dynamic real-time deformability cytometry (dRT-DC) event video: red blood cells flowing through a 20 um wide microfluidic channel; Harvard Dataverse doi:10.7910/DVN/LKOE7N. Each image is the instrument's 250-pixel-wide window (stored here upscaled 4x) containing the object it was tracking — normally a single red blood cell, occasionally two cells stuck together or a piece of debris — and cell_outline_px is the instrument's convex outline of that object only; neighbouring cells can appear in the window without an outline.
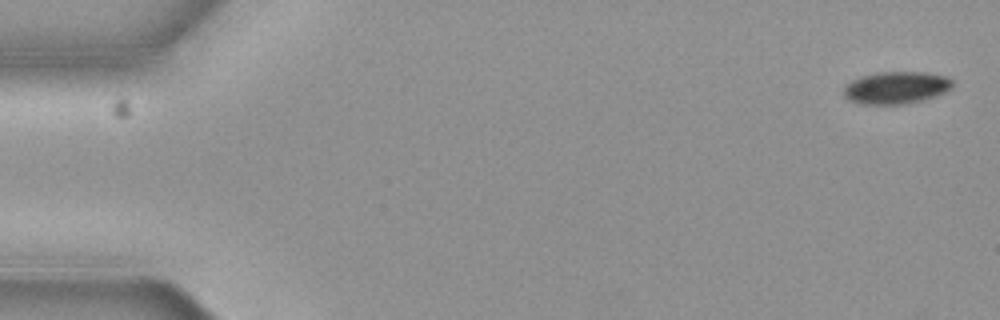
{"species": "common noctule bat (a hibernating species)", "species_latin": "Nyctalus noctula", "temperature_condition": "cold", "stored_images_in_passage": 4, "camera_frame_rate_fps": 3000, "um_per_image_px": 0.085, "animal": {"sex": "female", "body_mass_g": 19.3, "forearm_length_mm": 54.1}, "frame": {"image": 1, "passage_image": 1, "time_ms": 0.0, "image_size_px": [1000, 320], "cell_outline_px": [[952, 88], [936, 96], [904, 104], [860, 104], [848, 100], [844, 96], [844, 88], [852, 80], [860, 76], [880, 72], [924, 72], [944, 76], [952, 80]], "centroid_in_image_um": [76.15, 7.45], "position_along_channel_um": 8.9, "area_um2": 20.35}}